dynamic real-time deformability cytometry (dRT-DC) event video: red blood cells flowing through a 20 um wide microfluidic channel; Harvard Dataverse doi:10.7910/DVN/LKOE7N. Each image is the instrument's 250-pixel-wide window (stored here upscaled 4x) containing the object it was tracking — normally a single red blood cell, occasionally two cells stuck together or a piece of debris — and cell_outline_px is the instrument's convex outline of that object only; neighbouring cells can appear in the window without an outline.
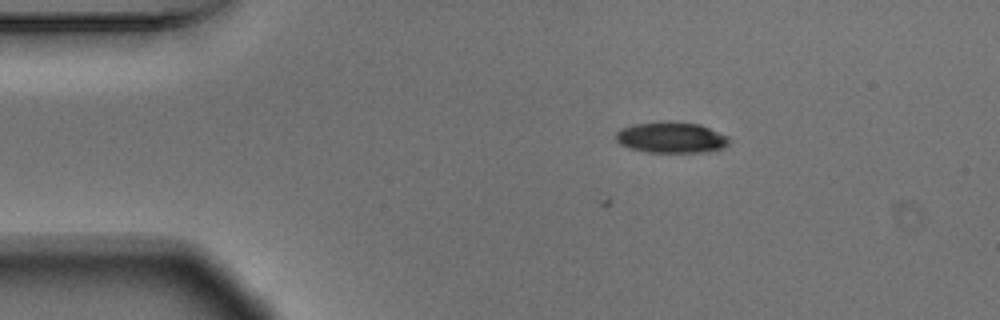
{"species": "Egyptian fruit bat (a non-hibernating species)", "species_latin": "Rousettus aegyptiacus", "temperature_condition": "warm", "stored_images_in_passage": 2, "camera_frame_rate_fps": 3000, "um_per_image_px": 0.085, "animal": {"sex": "male"}, "frame": {"image": 1, "passage_image": 2, "time_ms": 0.333, "image_size_px": [1000, 320], "cell_outline_px": [[732, 140], [728, 144], [720, 148], [704, 152], [648, 152], [628, 148], [620, 144], [616, 140], [616, 132], [620, 128], [632, 124], [660, 120], [668, 120], [700, 124], [728, 136]], "centroid_in_image_um": [57.02, 11.66], "position_along_channel_um": 28.0, "area_um2": 20.81}}